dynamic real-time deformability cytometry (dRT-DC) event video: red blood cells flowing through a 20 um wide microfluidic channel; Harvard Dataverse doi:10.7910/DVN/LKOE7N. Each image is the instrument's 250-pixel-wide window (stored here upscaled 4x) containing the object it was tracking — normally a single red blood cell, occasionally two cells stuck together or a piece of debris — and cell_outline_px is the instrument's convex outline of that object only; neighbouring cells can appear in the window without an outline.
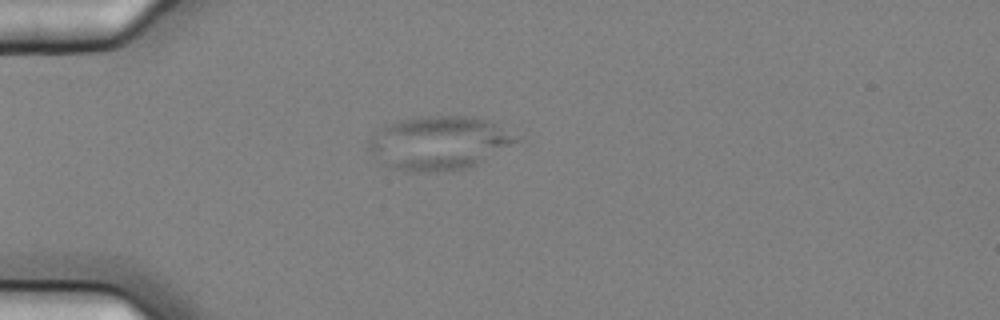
{"species": "common noctule bat (a hibernating species)", "species_latin": "Nyctalus noctula", "temperature_condition": "cold", "stored_images_in_passage": 8, "camera_frame_rate_fps": 3000, "um_per_image_px": 0.085, "animal": {"sex": "female", "body_mass_g": 25.1}, "frame": {"image": 1, "passage_image": 1, "time_ms": 0.0, "image_size_px": [1000, 320], "cell_outline_px": [[524, 140], [476, 164], [464, 168], [416, 172], [392, 168], [384, 164], [368, 148], [368, 140], [384, 124], [416, 116], [476, 116], [488, 120], [496, 124]], "centroid_in_image_um": [37.33, 12.12], "position_along_channel_um": 47.7, "area_um2": 45.89}}
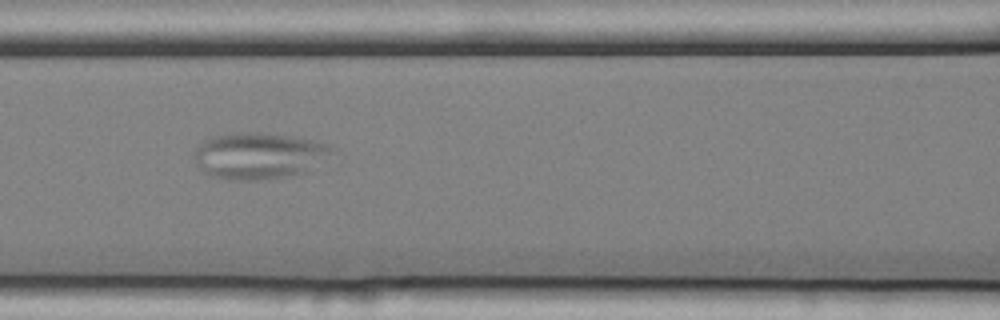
{"frame": {"image": 2, "passage_image": 4, "time_ms": 1.0, "image_size_px": [1000, 320], "cell_outline_px": [[328, 152], [304, 172], [260, 180], [228, 180], [208, 176], [204, 172], [192, 156], [196, 148], [204, 140], [216, 136], [244, 132], [260, 132], [292, 136], [328, 144]], "centroid_in_image_um": [21.84, 13.23], "position_along_channel_um": 144.8, "area_um2": 36.18}}
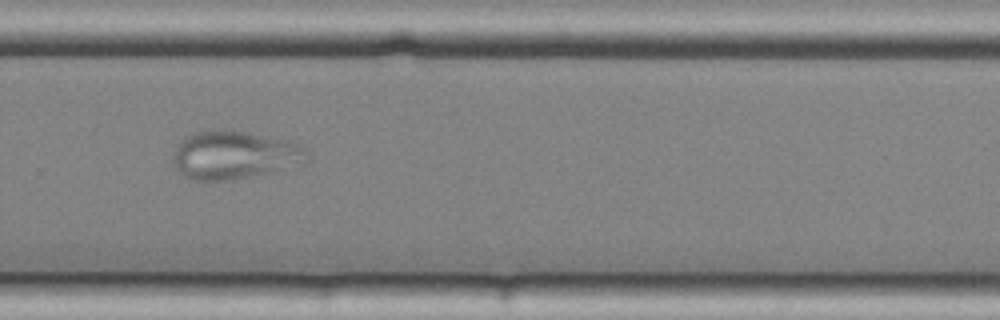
{"frame": {"image": 3, "passage_image": 8, "time_ms": 2.333, "image_size_px": [1000, 320], "cell_outline_px": [[308, 156], [268, 172], [232, 180], [192, 180], [184, 176], [176, 168], [176, 148], [180, 140], [184, 136], [196, 132], [248, 132], [296, 144], [308, 152]], "centroid_in_image_um": [19.78, 13.19], "position_along_channel_um": 310.0, "area_um2": 35.37}}